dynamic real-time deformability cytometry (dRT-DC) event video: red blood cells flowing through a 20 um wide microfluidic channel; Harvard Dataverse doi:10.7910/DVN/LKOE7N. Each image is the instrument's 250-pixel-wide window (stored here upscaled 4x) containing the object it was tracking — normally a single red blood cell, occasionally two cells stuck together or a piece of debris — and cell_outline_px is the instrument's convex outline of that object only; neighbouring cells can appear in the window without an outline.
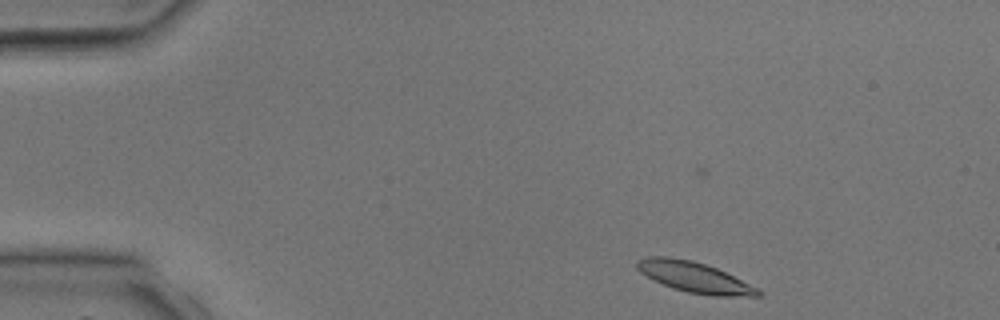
{"species": "common noctule bat (a hibernating species)", "species_latin": "Nyctalus noctula", "temperature_condition": "room temperature", "stored_images_in_passage": 3, "camera_frame_rate_fps": 3000, "um_per_image_px": 0.085, "animal": {"sex": "male", "body_mass_g": 17.9, "forearm_length_mm": 54.2}, "frame": {"image": 1, "passage_image": 1, "time_ms": 0.0, "image_size_px": [1000, 320], "cell_outline_px": [[764, 292], [760, 296], [716, 296], [688, 292], [672, 288], [640, 272], [636, 268], [636, 260], [648, 256], [668, 256], [692, 260], [716, 268], [760, 288]], "centroid_in_image_um": [59.06, 23.56], "position_along_channel_um": 25.9, "area_um2": 21.5}}
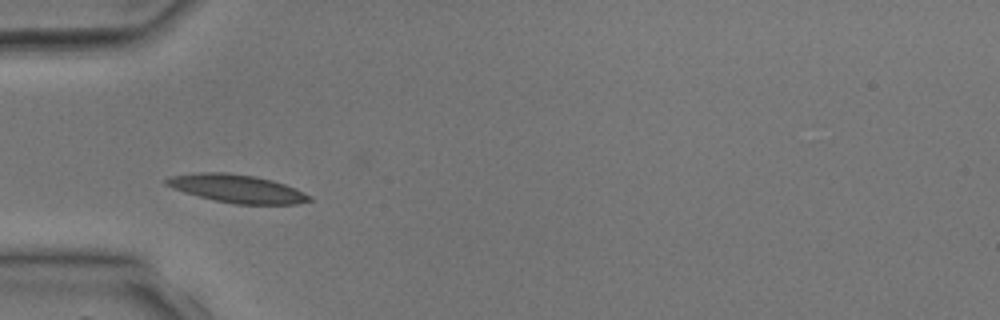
{"frame": {"image": 2, "passage_image": 3, "time_ms": 2.333, "image_size_px": [1000, 320], "cell_outline_px": [[312, 200], [296, 204], [236, 204], [216, 200], [184, 192], [172, 188], [164, 184], [164, 180], [172, 176], [200, 172], [228, 172], [256, 176], [272, 180], [284, 184], [304, 192], [312, 196]], "centroid_in_image_um": [20.16, 16.02], "position_along_channel_um": 64.8, "area_um2": 23.29}}